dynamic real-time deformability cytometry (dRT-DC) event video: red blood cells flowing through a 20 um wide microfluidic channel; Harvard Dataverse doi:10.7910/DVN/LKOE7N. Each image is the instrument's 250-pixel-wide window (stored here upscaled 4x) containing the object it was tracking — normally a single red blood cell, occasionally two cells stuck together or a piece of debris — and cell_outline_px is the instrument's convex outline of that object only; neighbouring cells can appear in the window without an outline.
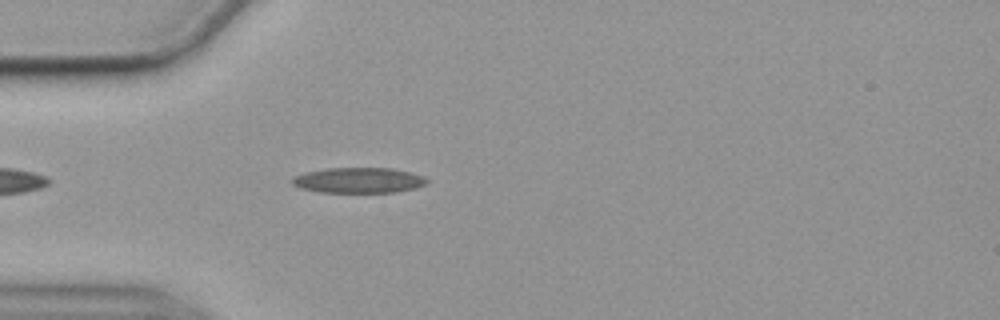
{"species": "common noctule bat (a hibernating species)", "species_latin": "Nyctalus noctula", "temperature_condition": "cold", "stored_images_in_passage": 45, "camera_frame_rate_fps": 3000, "um_per_image_px": 0.085, "animal": {"sex": "female", "body_mass_g": 19.9}, "frame": {"image": 1, "passage_image": 5, "time_ms": 1.333, "image_size_px": [1000, 320], "cell_outline_px": [[428, 180], [424, 184], [416, 188], [396, 192], [320, 192], [300, 188], [292, 184], [292, 176], [304, 172], [328, 168], [392, 168], [412, 172], [424, 176]], "centroid_in_image_um": [30.47, 15.32], "position_along_channel_um": 54.5, "area_um2": 20.06}}
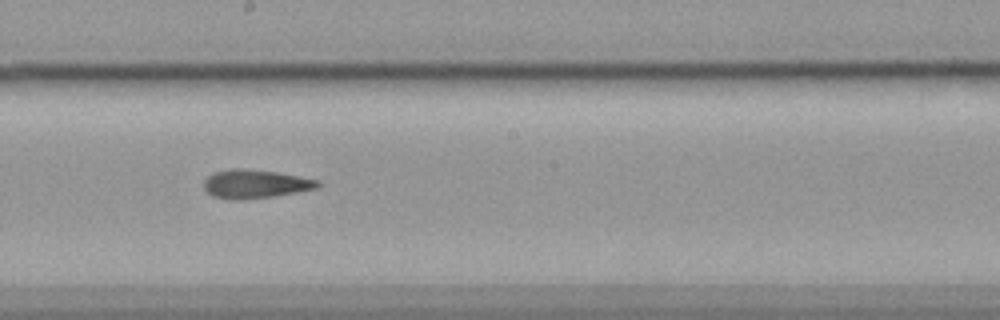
{"frame": {"image": 2, "passage_image": 20, "time_ms": 6.333, "image_size_px": [1000, 320], "cell_outline_px": [[320, 184], [316, 188], [296, 192], [272, 196], [244, 200], [232, 200], [212, 196], [204, 188], [204, 180], [208, 176], [216, 172], [232, 168], [244, 168], [276, 172], [320, 180]], "centroid_in_image_um": [21.67, 15.64], "position_along_channel_um": 226.5, "area_um2": 18.9}}
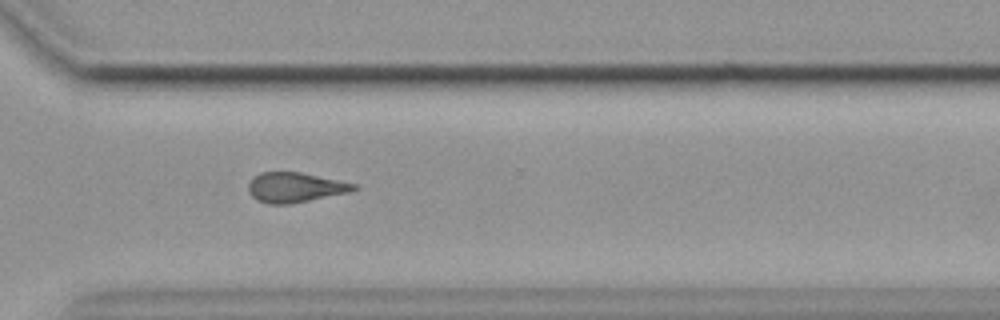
{"frame": {"image": 3, "passage_image": 30, "time_ms": 9.667, "image_size_px": [1000, 320], "cell_outline_px": [[360, 188], [348, 192], [288, 204], [268, 204], [256, 200], [248, 192], [248, 184], [252, 176], [260, 172], [300, 172], [360, 184]], "centroid_in_image_um": [25.07, 15.91], "position_along_channel_um": 345.5, "area_um2": 18.5}, "authors_computed_cell_mechanics": {"area_um2": 19.074, "velocity_mm_per_s": 3.5672, "shape_relaxation_time_tau1_ms": 5.0468, "shape_relaxation_time_tau2_ms": 5.9582, "deformation_change_tau1": 0.1372, "deformation_change_tau2": 0.1588}}